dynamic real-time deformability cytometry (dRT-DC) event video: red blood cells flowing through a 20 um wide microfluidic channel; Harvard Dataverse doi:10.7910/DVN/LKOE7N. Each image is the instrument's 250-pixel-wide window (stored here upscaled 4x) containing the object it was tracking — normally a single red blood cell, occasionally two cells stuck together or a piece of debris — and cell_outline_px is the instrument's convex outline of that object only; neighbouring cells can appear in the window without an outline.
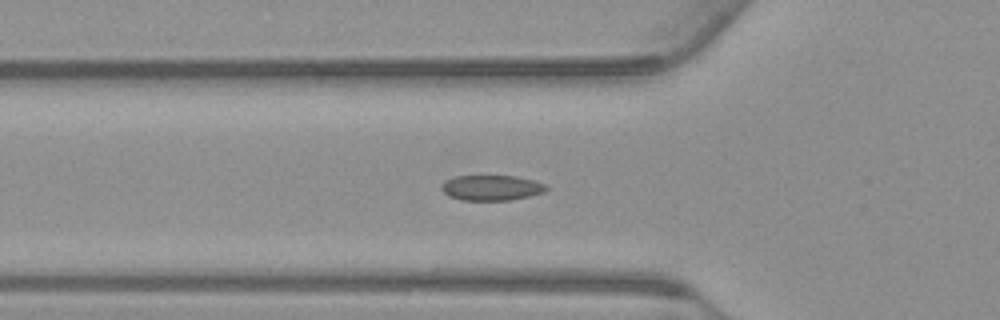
{"species": "common noctule bat (a hibernating species)", "species_latin": "Nyctalus noctula", "temperature_condition": "warm", "stored_images_in_passage": 39, "camera_frame_rate_fps": 3000, "um_per_image_px": 0.085, "animal": {"sex": "male", "body_mass_g": 23.1, "forearm_length_mm": 52.7}, "frame": {"image": 1, "passage_image": 2, "time_ms": 0.333, "image_size_px": [1000, 320], "cell_outline_px": [[548, 188], [544, 192], [512, 200], [460, 200], [448, 196], [440, 188], [444, 180], [456, 176], [516, 176], [548, 184]], "centroid_in_image_um": [41.77, 15.96], "position_along_channel_um": 84.0, "area_um2": 15.55}}
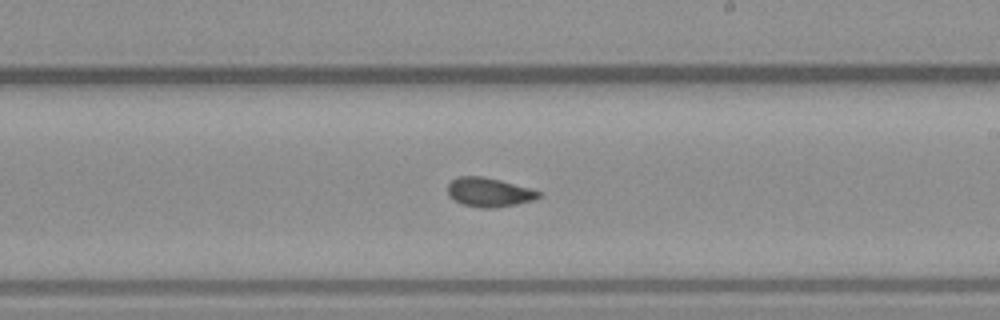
{"frame": {"image": 2, "passage_image": 15, "time_ms": 4.667, "image_size_px": [1000, 320], "cell_outline_px": [[544, 192], [536, 200], [516, 204], [492, 208], [480, 208], [464, 204], [448, 196], [448, 184], [452, 180], [460, 176], [480, 176], [500, 180], [532, 188]], "centroid_in_image_um": [41.63, 16.34], "position_along_channel_um": 247.4, "area_um2": 15.49}}
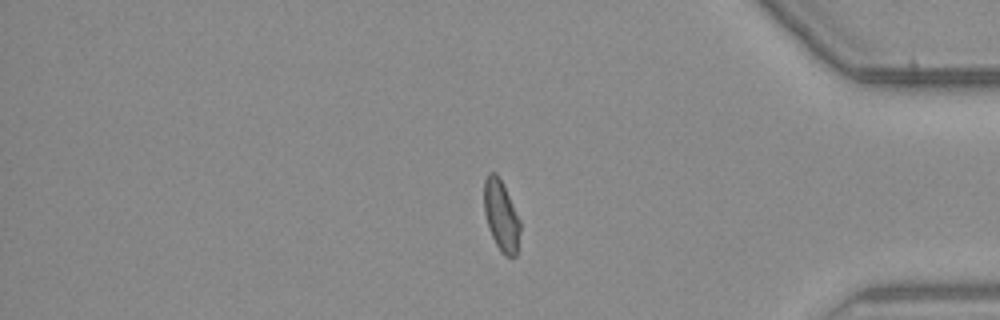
{"frame": {"image": 3, "passage_image": 29, "time_ms": 9.333, "image_size_px": [1000, 320], "cell_outline_px": [[520, 232], [516, 256], [504, 256], [500, 252], [488, 228], [484, 212], [484, 180], [488, 172], [496, 172], [520, 220]], "centroid_in_image_um": [42.58, 18.36], "position_along_channel_um": 392.6, "area_um2": 14.74}}